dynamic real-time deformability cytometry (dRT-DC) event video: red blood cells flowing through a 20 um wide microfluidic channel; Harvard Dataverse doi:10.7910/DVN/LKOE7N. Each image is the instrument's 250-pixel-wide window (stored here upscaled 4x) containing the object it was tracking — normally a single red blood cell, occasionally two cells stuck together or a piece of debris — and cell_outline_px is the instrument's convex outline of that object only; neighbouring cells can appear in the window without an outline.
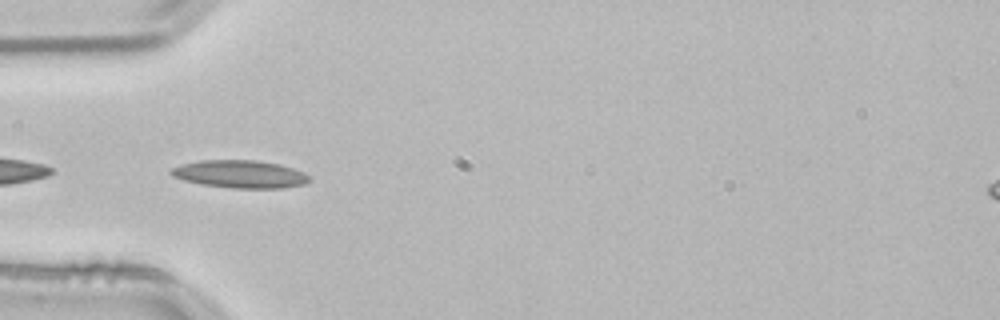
{"species": "common noctule bat (a hibernating species)", "species_latin": "Nyctalus noctula", "temperature_condition": "room temperature", "stored_images_in_passage": 5, "camera_frame_rate_fps": 3000, "um_per_image_px": 0.085, "animal": {"sex": "male", "body_mass_g": 21.5, "forearm_length_mm": 52.0}, "frame": {"image": 1, "passage_image": 1, "time_ms": 0.0, "image_size_px": [1000, 320], "cell_outline_px": [[308, 180], [304, 184], [284, 188], [232, 188], [200, 184], [184, 180], [172, 176], [168, 172], [172, 168], [180, 164], [200, 160], [256, 160], [280, 164], [304, 172], [308, 176]], "centroid_in_image_um": [20.36, 14.79], "position_along_channel_um": 64.6, "area_um2": 22.37}}